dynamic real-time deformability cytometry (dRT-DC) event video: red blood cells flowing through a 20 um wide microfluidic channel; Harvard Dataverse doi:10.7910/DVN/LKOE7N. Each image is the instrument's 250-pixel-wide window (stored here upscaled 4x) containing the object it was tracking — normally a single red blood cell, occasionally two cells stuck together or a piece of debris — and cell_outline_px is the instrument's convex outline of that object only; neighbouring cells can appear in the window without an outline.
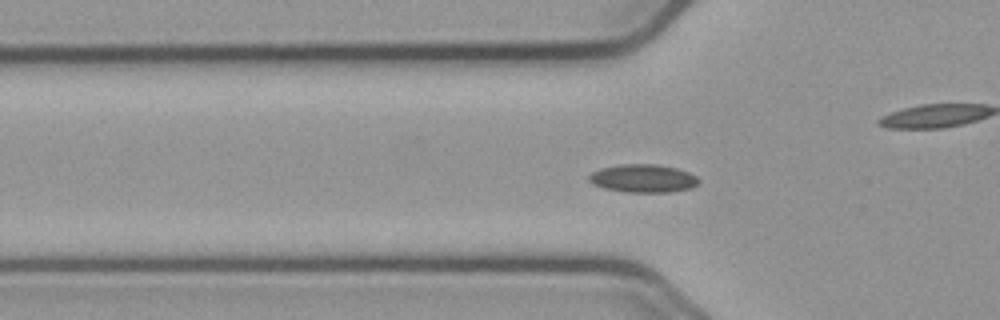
{"species": "common noctule bat (a hibernating species)", "species_latin": "Nyctalus noctula", "temperature_condition": "cold", "stored_images_in_passage": 46, "camera_frame_rate_fps": 3000, "um_per_image_px": 0.085, "animal": {"sex": "male", "body_mass_g": 23.1, "forearm_length_mm": 52.7}, "frame": {"image": 1, "passage_image": 7, "time_ms": 2.0, "image_size_px": [1000, 320], "cell_outline_px": [[700, 180], [692, 188], [672, 192], [624, 192], [604, 188], [592, 184], [588, 180], [588, 176], [592, 172], [600, 168], [620, 164], [656, 164], [676, 168], [688, 172], [696, 176]], "centroid_in_image_um": [54.64, 15.16], "position_along_channel_um": 71.2, "area_um2": 18.09}}
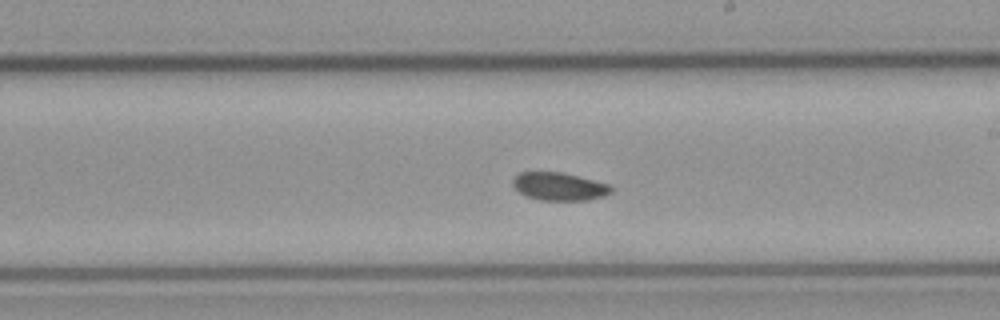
{"frame": {"image": 2, "passage_image": 21, "time_ms": 6.667, "image_size_px": [1000, 320], "cell_outline_px": [[612, 192], [604, 196], [588, 200], [540, 200], [528, 196], [520, 192], [512, 184], [512, 180], [520, 172], [564, 172], [608, 184], [612, 188]], "centroid_in_image_um": [47.54, 15.84], "position_along_channel_um": 241.5, "area_um2": 15.9}}
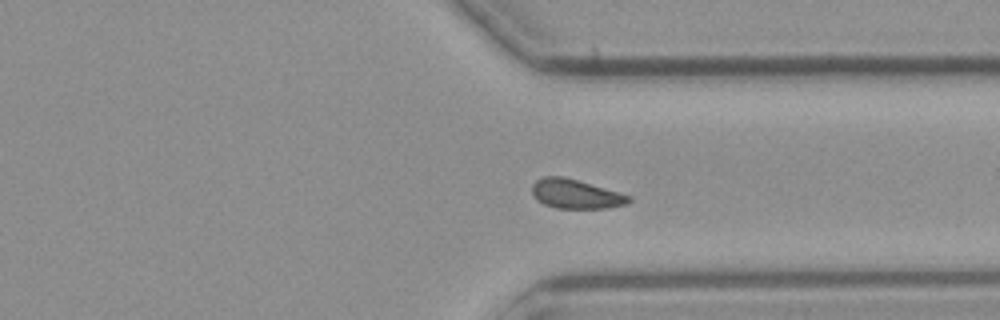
{"frame": {"image": 3, "passage_image": 31, "time_ms": 10.0, "image_size_px": [1000, 320], "cell_outline_px": [[632, 200], [624, 204], [608, 208], [556, 208], [544, 204], [536, 200], [532, 192], [532, 184], [536, 180], [544, 176], [564, 176], [632, 196]], "centroid_in_image_um": [48.91, 16.48], "position_along_channel_um": 362.5, "area_um2": 16.47}}